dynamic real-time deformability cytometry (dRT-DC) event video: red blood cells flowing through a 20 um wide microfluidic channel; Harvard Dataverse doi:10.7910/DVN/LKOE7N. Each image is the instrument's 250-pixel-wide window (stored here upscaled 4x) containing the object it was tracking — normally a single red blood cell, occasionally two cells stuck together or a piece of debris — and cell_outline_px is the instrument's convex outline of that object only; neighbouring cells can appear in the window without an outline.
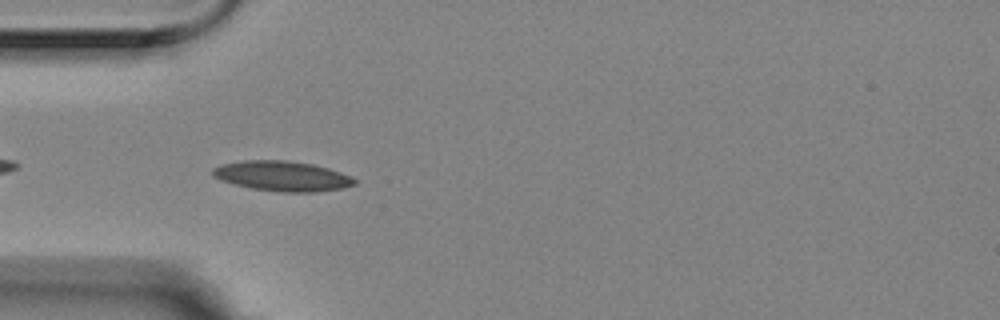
{"species": "Egyptian fruit bat (a non-hibernating species)", "species_latin": "Rousettus aegyptiacus", "temperature_condition": "room temperature", "stored_images_in_passage": 2, "camera_frame_rate_fps": 3000, "um_per_image_px": 0.085, "animal": {"sex": "female"}, "frame": {"image": 1, "passage_image": 2, "time_ms": 0.333, "image_size_px": [1000, 320], "cell_outline_px": [[356, 184], [340, 188], [316, 192], [284, 192], [252, 188], [220, 180], [212, 176], [212, 168], [220, 164], [244, 160], [288, 160], [312, 164], [328, 168], [352, 176], [356, 180]], "centroid_in_image_um": [23.98, 14.95], "position_along_channel_um": 61.0, "area_um2": 24.8}}